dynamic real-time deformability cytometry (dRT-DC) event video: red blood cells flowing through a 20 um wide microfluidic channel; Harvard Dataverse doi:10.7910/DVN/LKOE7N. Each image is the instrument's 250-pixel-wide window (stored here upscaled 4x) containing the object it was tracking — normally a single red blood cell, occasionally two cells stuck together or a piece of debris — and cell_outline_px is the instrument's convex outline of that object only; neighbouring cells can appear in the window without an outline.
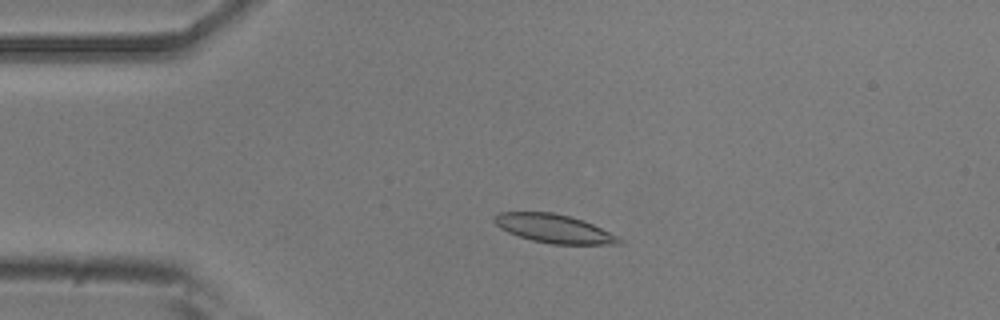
{"species": "common noctule bat (a hibernating species)", "species_latin": "Nyctalus noctula", "temperature_condition": "room temperature", "stored_images_in_passage": 52, "camera_frame_rate_fps": 3000, "um_per_image_px": 0.085, "animal": {"sex": "male", "body_mass_g": 20.5, "forearm_length_mm": 52.5}, "frame": {"image": 1, "passage_image": 11, "time_ms": 3.333, "image_size_px": [1000, 320], "cell_outline_px": [[624, 244], [552, 244], [532, 240], [508, 232], [500, 228], [492, 220], [492, 216], [500, 212], [552, 212], [584, 220], [620, 236], [624, 240]], "centroid_in_image_um": [47.13, 19.43], "position_along_channel_um": 37.9, "area_um2": 20.92}}
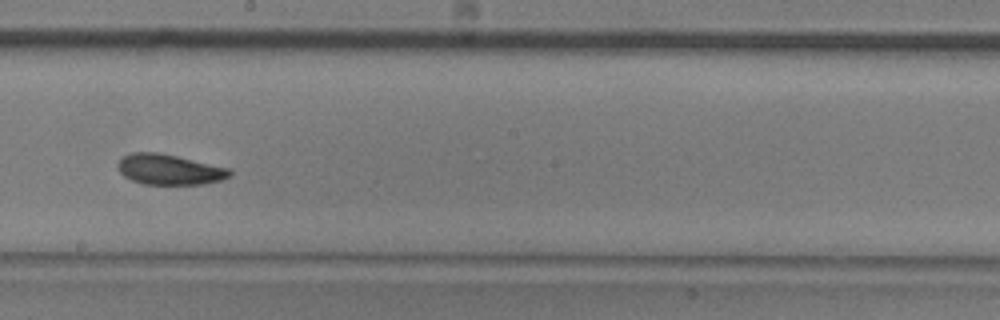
{"frame": {"image": 2, "passage_image": 29, "time_ms": 9.333, "image_size_px": [1000, 320], "cell_outline_px": [[232, 176], [220, 180], [204, 184], [144, 184], [132, 180], [124, 176], [116, 168], [116, 164], [124, 156], [132, 152], [156, 152], [176, 156], [232, 168]], "centroid_in_image_um": [14.41, 14.41], "position_along_channel_um": 233.8, "area_um2": 19.94}}
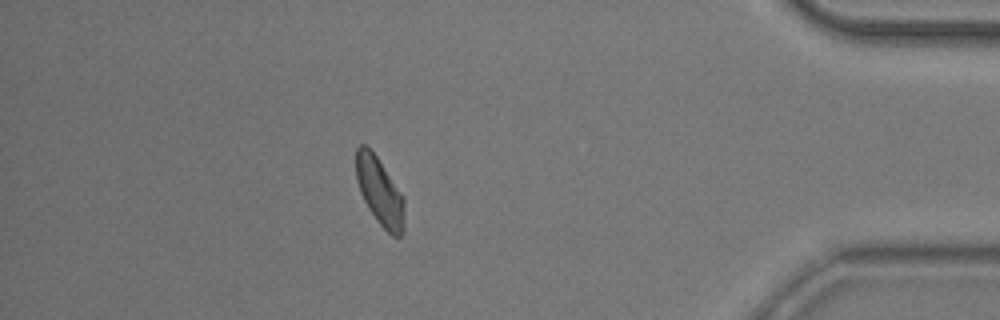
{"frame": {"image": 3, "passage_image": 46, "time_ms": 15.0, "image_size_px": [1000, 320], "cell_outline_px": [[404, 232], [400, 236], [392, 236], [376, 220], [368, 208], [360, 192], [356, 180], [356, 148], [360, 144], [364, 144], [376, 156], [404, 196]], "centroid_in_image_um": [32.28, 16.3], "position_along_channel_um": 402.9, "area_um2": 19.07}, "authors_computed_cell_mechanics": {"area_um2": 19.941, "velocity_mm_per_s": 3.7668, "shape_relaxation_time_tau1_ms": 5.1233, "shape_relaxation_time_tau2_ms": 3.5274, "deformation_change_tau1": 0.119, "deformation_change_tau2": 0.0808}}